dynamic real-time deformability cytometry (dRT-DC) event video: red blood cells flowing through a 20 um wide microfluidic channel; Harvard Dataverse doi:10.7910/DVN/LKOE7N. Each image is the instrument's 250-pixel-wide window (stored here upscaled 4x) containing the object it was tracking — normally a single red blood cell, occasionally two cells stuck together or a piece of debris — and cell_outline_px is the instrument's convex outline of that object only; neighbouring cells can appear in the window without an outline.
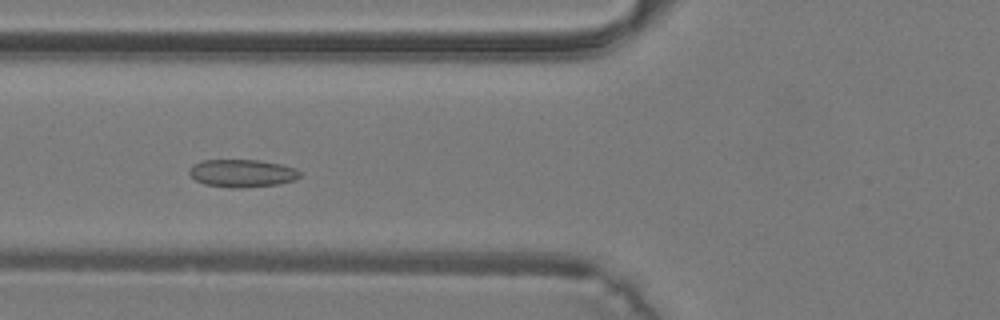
{"species": "common noctule bat (a hibernating species)", "species_latin": "Nyctalus noctula", "temperature_condition": "warm", "stored_images_in_passage": 37, "camera_frame_rate_fps": 3000, "um_per_image_px": 0.085, "animal": {"sex": "male", "body_mass_g": 19.2, "forearm_length_mm": 51.8}, "frame": {"image": 1, "passage_image": 13, "time_ms": 4.0, "image_size_px": [1000, 320], "cell_outline_px": [[300, 176], [296, 180], [276, 184], [240, 188], [228, 188], [204, 184], [196, 180], [188, 172], [188, 168], [192, 164], [200, 160], [260, 160], [280, 164], [296, 168], [300, 172]], "centroid_in_image_um": [20.55, 14.72], "position_along_channel_um": 105.3, "area_um2": 18.03}}
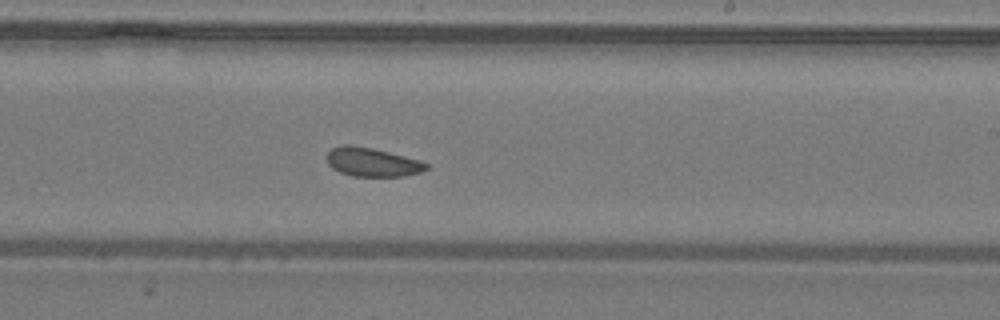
{"frame": {"image": 2, "passage_image": 22, "time_ms": 7.0, "image_size_px": [1000, 320], "cell_outline_px": [[428, 168], [420, 172], [404, 176], [352, 176], [340, 172], [332, 168], [328, 164], [328, 152], [332, 148], [344, 144], [352, 144], [372, 148], [420, 160], [428, 164]], "centroid_in_image_um": [31.63, 13.78], "position_along_channel_um": 257.4, "area_um2": 16.59}}
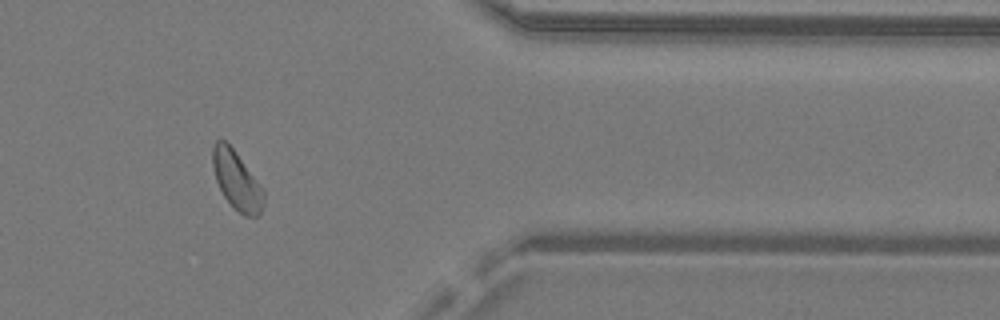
{"frame": {"image": 3, "passage_image": 31, "time_ms": 10.0, "image_size_px": [1000, 320], "cell_outline_px": [[264, 204], [260, 212], [256, 216], [244, 216], [224, 196], [216, 180], [212, 164], [212, 144], [220, 136], [232, 148], [264, 188]], "centroid_in_image_um": [20.11, 15.29], "position_along_channel_um": 391.3, "area_um2": 17.28}}